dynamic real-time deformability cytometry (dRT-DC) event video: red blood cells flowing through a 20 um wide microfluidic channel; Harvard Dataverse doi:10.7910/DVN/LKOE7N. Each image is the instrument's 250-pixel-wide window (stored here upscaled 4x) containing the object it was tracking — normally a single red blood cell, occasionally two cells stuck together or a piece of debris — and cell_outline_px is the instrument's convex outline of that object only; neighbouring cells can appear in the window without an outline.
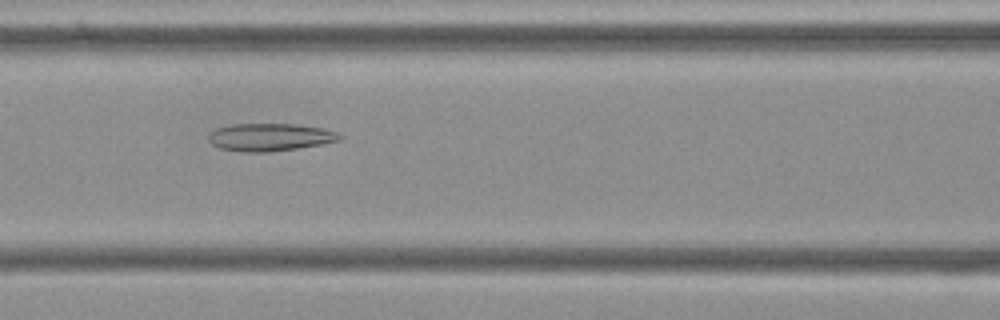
{"species": "Egyptian fruit bat (a non-hibernating species)", "species_latin": "Rousettus aegyptiacus", "temperature_condition": "cold", "stored_images_in_passage": 51, "camera_frame_rate_fps": 3000, "um_per_image_px": 0.085, "frame": {"image": 1, "passage_image": 19, "time_ms": 6.0, "image_size_px": [1000, 320], "cell_outline_px": [[344, 136], [340, 140], [320, 144], [296, 148], [264, 152], [244, 152], [220, 148], [212, 144], [208, 140], [208, 136], [216, 128], [232, 124], [292, 124], [324, 128], [336, 132]], "centroid_in_image_um": [22.94, 11.65], "position_along_channel_um": 143.7, "area_um2": 20.92}}
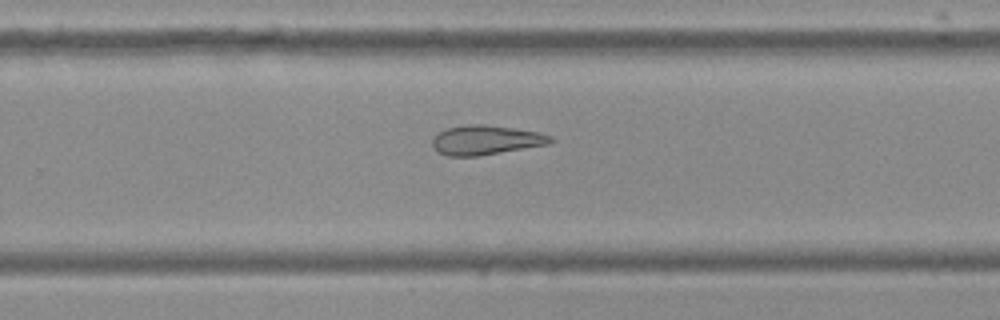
{"frame": {"image": 2, "passage_image": 31, "time_ms": 10.0, "image_size_px": [1000, 320], "cell_outline_px": [[556, 140], [548, 144], [480, 156], [448, 156], [436, 152], [432, 148], [432, 140], [440, 132], [448, 128], [468, 124], [484, 124], [540, 132], [552, 136]], "centroid_in_image_um": [41.3, 11.91], "position_along_channel_um": 288.5, "area_um2": 20.35}}
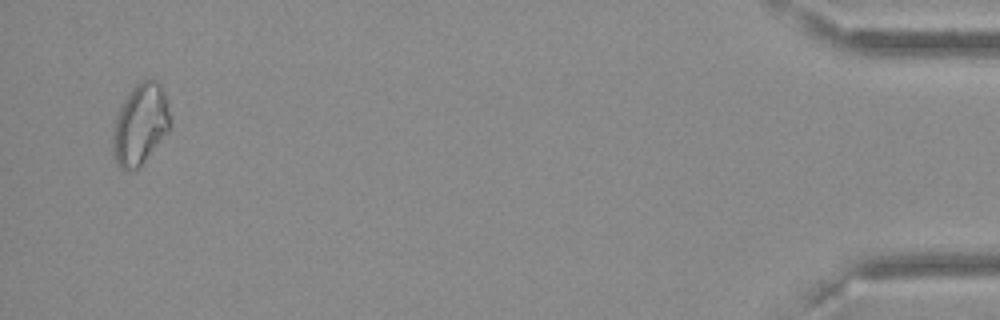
{"frame": {"image": 3, "passage_image": 49, "time_ms": 16.0, "image_size_px": [1000, 320], "cell_outline_px": [[172, 128], [144, 160], [136, 168], [120, 168], [116, 164], [112, 152], [112, 136], [116, 120], [120, 108], [132, 88], [140, 80], [156, 80], [160, 84], [168, 100]], "centroid_in_image_um": [11.95, 10.54], "position_along_channel_um": 423.2, "area_um2": 26.82}, "authors_computed_cell_mechanics": {"area_um2": 23.2356, "velocity_mm_per_s": 3.6302, "shape_relaxation_time_tau1_ms": null, "shape_relaxation_time_tau2_ms": 5.7208, "deformation_change_tau1": null, "deformation_change_tau2": 0.1313}}